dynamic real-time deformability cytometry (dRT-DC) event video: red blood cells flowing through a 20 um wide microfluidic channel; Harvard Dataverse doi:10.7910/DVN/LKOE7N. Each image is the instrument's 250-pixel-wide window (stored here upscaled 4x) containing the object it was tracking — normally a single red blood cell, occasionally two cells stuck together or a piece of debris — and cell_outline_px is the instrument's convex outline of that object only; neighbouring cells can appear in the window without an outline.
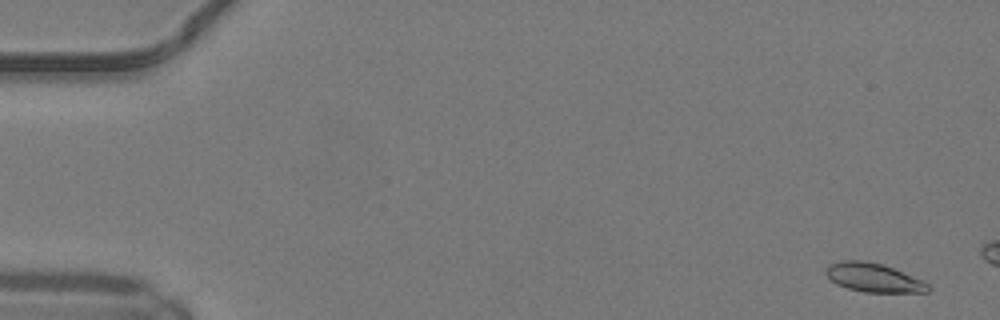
{"species": "common noctule bat (a hibernating species)", "species_latin": "Nyctalus noctula", "temperature_condition": "warm", "stored_images_in_passage": 11, "camera_frame_rate_fps": 3000, "um_per_image_px": 0.085, "animal": {"sex": "male", "body_mass_g": 19.2, "forearm_length_mm": 51.8}, "frame": {"image": 1, "passage_image": 2, "time_ms": 0.333, "image_size_px": [1000, 320], "cell_outline_px": [[932, 288], [928, 292], [864, 292], [848, 288], [836, 284], [828, 280], [824, 272], [824, 268], [828, 264], [840, 260], [860, 260], [880, 264], [892, 268], [920, 280], [928, 284]], "centroid_in_image_um": [74.15, 23.6], "position_along_channel_um": 10.8, "area_um2": 17.11}}